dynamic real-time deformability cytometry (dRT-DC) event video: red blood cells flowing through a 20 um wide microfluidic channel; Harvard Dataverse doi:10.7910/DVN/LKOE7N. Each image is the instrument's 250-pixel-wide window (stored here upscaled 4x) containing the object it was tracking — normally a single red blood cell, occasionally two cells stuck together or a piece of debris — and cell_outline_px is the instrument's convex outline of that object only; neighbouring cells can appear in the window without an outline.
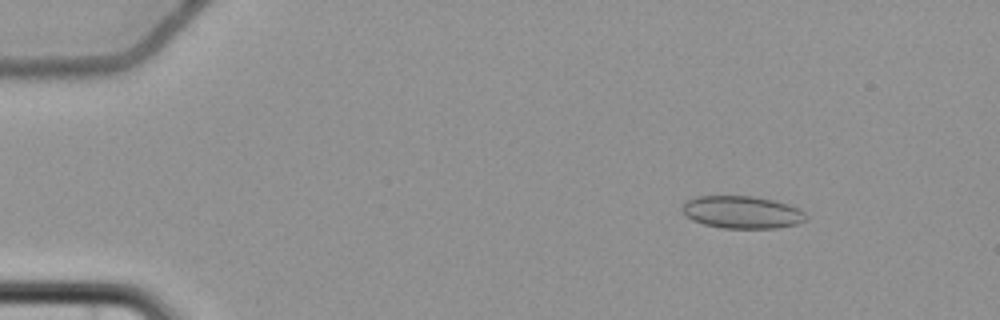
{"species": "common noctule bat (a hibernating species)", "species_latin": "Nyctalus noctula", "temperature_condition": "cold", "stored_images_in_passage": 5, "camera_frame_rate_fps": 3000, "um_per_image_px": 0.085, "animal": {"sex": "female", "body_mass_g": 22.7, "forearm_length_mm": 54.2}, "frame": {"image": 1, "passage_image": 3, "time_ms": 2.667, "image_size_px": [1000, 320], "cell_outline_px": [[808, 220], [796, 224], [776, 228], [720, 228], [704, 224], [692, 220], [684, 216], [680, 208], [688, 200], [696, 196], [752, 196], [772, 200], [788, 204], [800, 208], [808, 216]], "centroid_in_image_um": [63.07, 18.04], "position_along_channel_um": 21.9, "area_um2": 23.64}}